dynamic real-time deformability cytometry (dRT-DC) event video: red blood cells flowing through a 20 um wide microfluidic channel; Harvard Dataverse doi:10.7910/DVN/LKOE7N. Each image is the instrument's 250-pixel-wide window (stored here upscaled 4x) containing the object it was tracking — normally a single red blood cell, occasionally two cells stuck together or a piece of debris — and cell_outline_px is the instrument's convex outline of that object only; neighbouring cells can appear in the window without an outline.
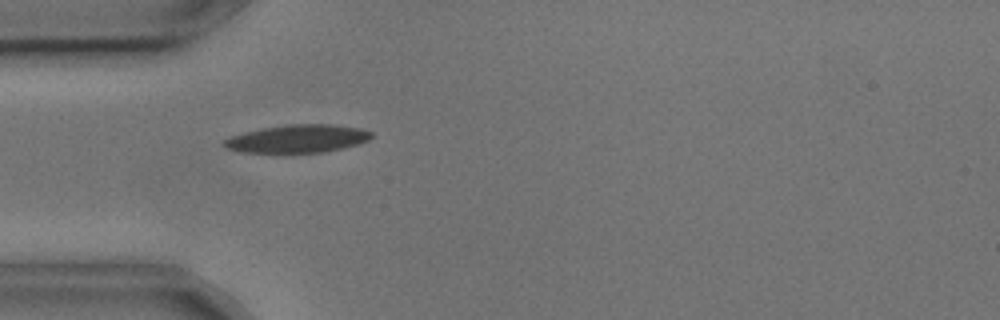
{"species": "common noctule bat (a hibernating species)", "species_latin": "Nyctalus noctula", "temperature_condition": "cold", "stored_images_in_passage": 5, "camera_frame_rate_fps": 3000, "um_per_image_px": 0.085, "animal": {"sex": "male", "body_mass_g": 17.9, "forearm_length_mm": 54.2}, "frame": {"image": 1, "passage_image": 4, "time_ms": 1.0, "image_size_px": [1000, 320], "cell_outline_px": [[372, 136], [368, 140], [344, 148], [324, 152], [284, 156], [280, 156], [240, 152], [228, 148], [224, 144], [224, 140], [232, 136], [244, 132], [260, 128], [288, 124], [332, 124], [360, 128], [372, 132]], "centroid_in_image_um": [25.25, 11.84], "position_along_channel_um": 59.8, "area_um2": 25.09}}